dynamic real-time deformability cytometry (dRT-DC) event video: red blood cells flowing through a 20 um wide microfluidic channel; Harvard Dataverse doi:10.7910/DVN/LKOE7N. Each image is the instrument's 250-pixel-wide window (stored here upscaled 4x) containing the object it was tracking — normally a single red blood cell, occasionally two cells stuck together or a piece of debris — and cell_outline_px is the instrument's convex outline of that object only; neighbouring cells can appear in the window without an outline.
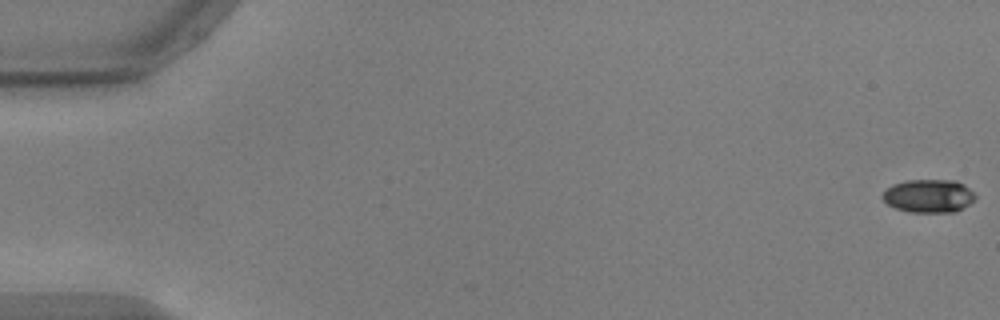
{"species": "common noctule bat (a hibernating species)", "species_latin": "Nyctalus noctula", "temperature_condition": "warm", "stored_images_in_passage": 9, "camera_frame_rate_fps": 3000, "um_per_image_px": 0.085, "animal": {"sex": "male", "body_mass_g": 17.9, "forearm_length_mm": 54.2}, "frame": {"image": 1, "passage_image": 1, "time_ms": 0.0, "image_size_px": [1000, 320], "cell_outline_px": [[976, 196], [968, 204], [956, 212], [908, 212], [896, 208], [888, 204], [880, 196], [892, 184], [908, 180], [956, 180], [964, 184]], "centroid_in_image_um": [78.92, 16.65], "position_along_channel_um": 6.1, "area_um2": 17.86}}